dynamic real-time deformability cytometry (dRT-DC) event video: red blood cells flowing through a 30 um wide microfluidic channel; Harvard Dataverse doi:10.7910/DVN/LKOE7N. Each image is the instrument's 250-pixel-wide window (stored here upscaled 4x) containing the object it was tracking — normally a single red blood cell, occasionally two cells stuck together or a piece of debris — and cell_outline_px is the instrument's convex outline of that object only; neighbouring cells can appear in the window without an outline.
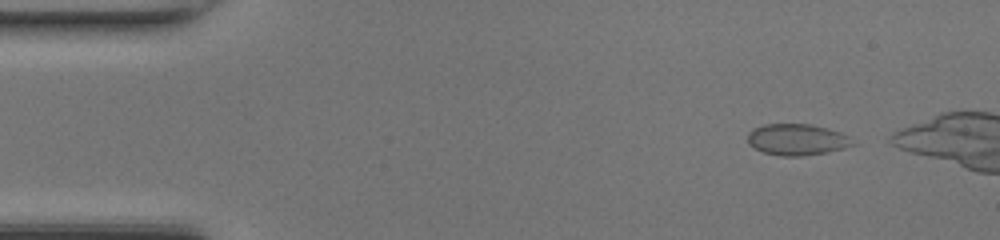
{"species": "common noctule bat (a hibernating species)", "species_latin": "Nyctalus noctula", "temperature_condition": "room temperature", "stored_images_in_passage": 40, "camera_frame_rate_fps": 3000, "um_per_image_px": 0.085, "animal": {"sex": "female", "body_mass_g": 17.0, "forearm_length_mm": 48.0}, "frame": {"image": 1, "passage_image": 4, "time_ms": 1.0, "image_size_px": [1000, 240], "cell_outline_px": [[856, 144], [844, 148], [828, 152], [800, 156], [780, 156], [764, 152], [748, 144], [748, 132], [752, 128], [764, 124], [812, 124], [840, 132], [848, 136]], "centroid_in_image_um": [67.73, 11.86], "position_along_channel_um": 17.3, "area_um2": 19.19}}
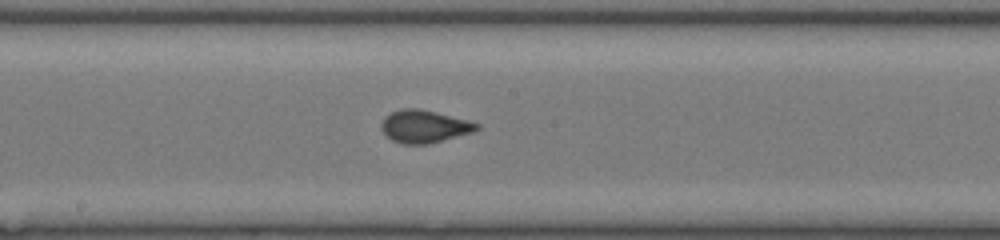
{"frame": {"image": 2, "passage_image": 24, "time_ms": 7.667, "image_size_px": [1000, 240], "cell_outline_px": [[480, 128], [472, 132], [428, 144], [404, 144], [392, 140], [380, 128], [380, 124], [384, 116], [400, 108], [420, 108], [436, 112], [480, 124]], "centroid_in_image_um": [36.02, 10.73], "position_along_channel_um": 212.2, "area_um2": 18.03}}
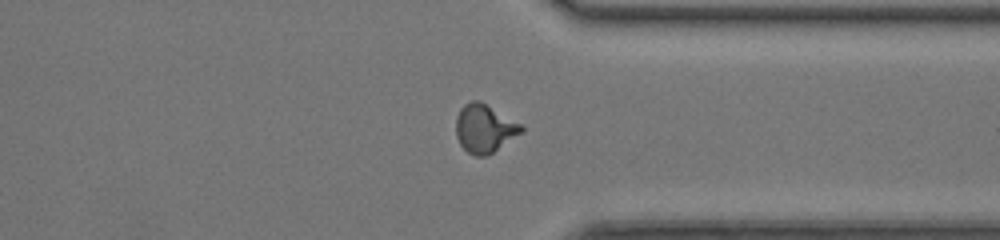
{"frame": {"image": 3, "passage_image": 35, "time_ms": 11.333, "image_size_px": [1000, 240], "cell_outline_px": [[524, 132], [488, 156], [476, 156], [468, 152], [460, 144], [456, 136], [456, 116], [460, 108], [464, 104], [472, 100], [480, 100], [520, 124], [524, 128]], "centroid_in_image_um": [41.18, 10.93], "position_along_channel_um": 370.2, "area_um2": 18.5}}